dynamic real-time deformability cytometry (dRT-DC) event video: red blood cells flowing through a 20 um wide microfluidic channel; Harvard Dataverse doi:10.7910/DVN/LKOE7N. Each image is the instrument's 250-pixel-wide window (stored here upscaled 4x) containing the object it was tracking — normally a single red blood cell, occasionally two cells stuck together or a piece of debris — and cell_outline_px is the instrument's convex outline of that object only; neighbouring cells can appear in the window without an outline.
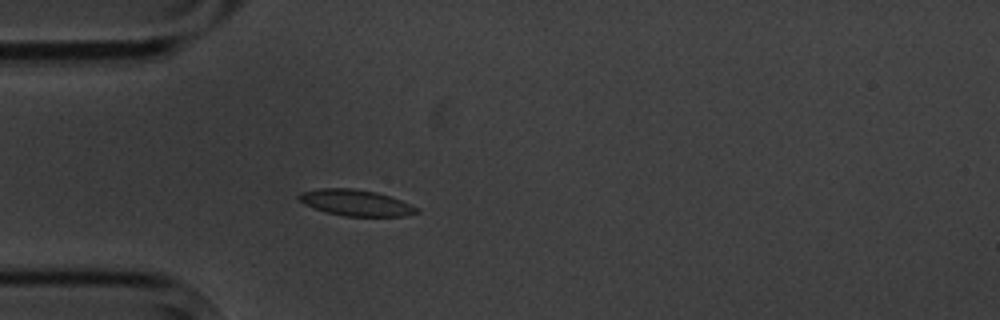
{"species": "common noctule bat (a hibernating species)", "species_latin": "Nyctalus noctula", "temperature_condition": "cold", "stored_images_in_passage": 4, "camera_frame_rate_fps": 3000, "um_per_image_px": 0.085, "animal": {"sex": "male", "body_mass_g": 20.1, "forearm_length_mm": 53.5}, "frame": {"image": 1, "passage_image": 4, "time_ms": 4.667, "image_size_px": [1000, 320], "cell_outline_px": [[420, 212], [404, 216], [344, 216], [328, 212], [304, 204], [296, 200], [296, 196], [300, 192], [320, 188], [352, 188], [376, 192], [412, 204], [420, 208]], "centroid_in_image_um": [30.24, 17.23], "position_along_channel_um": 54.8, "area_um2": 17.98}}